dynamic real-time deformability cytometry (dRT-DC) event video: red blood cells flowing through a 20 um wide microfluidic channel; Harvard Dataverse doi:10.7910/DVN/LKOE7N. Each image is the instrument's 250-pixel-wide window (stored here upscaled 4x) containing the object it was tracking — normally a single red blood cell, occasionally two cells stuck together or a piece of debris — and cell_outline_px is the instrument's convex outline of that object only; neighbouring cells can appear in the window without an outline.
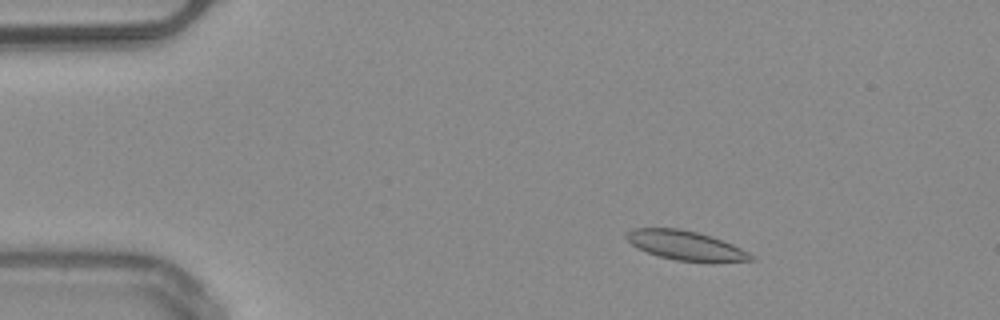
{"species": "common noctule bat (a hibernating species)", "species_latin": "Nyctalus noctula", "temperature_condition": "warm", "stored_images_in_passage": 51, "camera_frame_rate_fps": 3000, "um_per_image_px": 0.085, "animal": {"sex": "male", "body_mass_g": 20.4}, "frame": {"image": 1, "passage_image": 8, "time_ms": 2.333, "image_size_px": [1000, 320], "cell_outline_px": [[756, 260], [676, 260], [660, 256], [636, 248], [624, 236], [624, 232], [632, 228], [680, 228], [696, 232], [732, 244], [756, 256]], "centroid_in_image_um": [58.18, 20.82], "position_along_channel_um": 26.8, "area_um2": 20.58}}
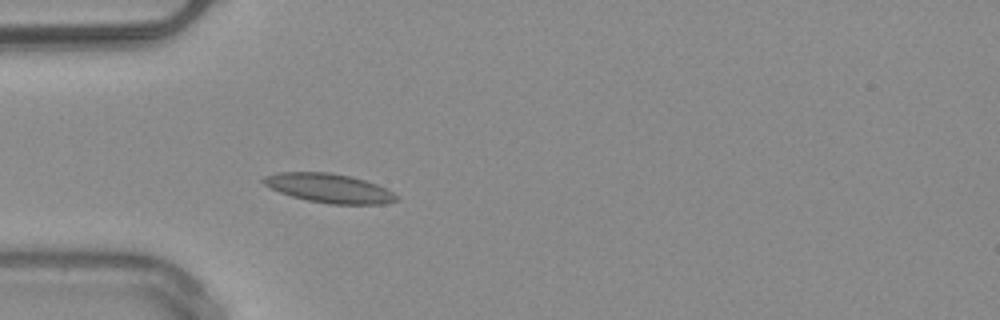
{"frame": {"image": 2, "passage_image": 15, "time_ms": 4.667, "image_size_px": [1000, 320], "cell_outline_px": [[400, 200], [384, 204], [332, 204], [308, 200], [292, 196], [280, 192], [264, 184], [260, 180], [264, 176], [276, 172], [328, 172], [348, 176], [364, 180], [376, 184], [400, 196]], "centroid_in_image_um": [27.98, 15.99], "position_along_channel_um": 57.0, "area_um2": 22.43}}
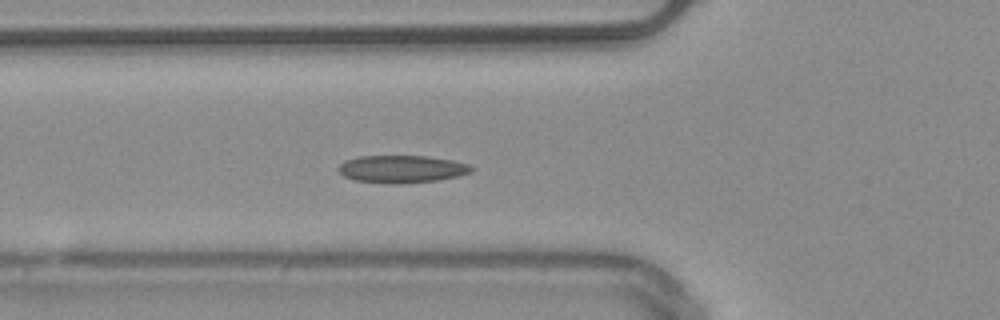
{"frame": {"image": 3, "passage_image": 18, "time_ms": 5.667, "image_size_px": [1000, 320], "cell_outline_px": [[476, 168], [472, 172], [456, 176], [436, 180], [400, 184], [392, 184], [356, 180], [344, 176], [336, 168], [344, 160], [360, 156], [428, 156], [452, 160], [468, 164]], "centroid_in_image_um": [34.15, 14.36], "position_along_channel_um": 91.7, "area_um2": 21.33}, "authors_computed_cell_mechanics": {"area_um2": 20.5768, "velocity_mm_per_s": 3.9779, "shape_relaxation_time_tau1_ms": null, "shape_relaxation_time_tau2_ms": 1.8537, "deformation_change_tau1": null, "deformation_change_tau2": 0.0715}}